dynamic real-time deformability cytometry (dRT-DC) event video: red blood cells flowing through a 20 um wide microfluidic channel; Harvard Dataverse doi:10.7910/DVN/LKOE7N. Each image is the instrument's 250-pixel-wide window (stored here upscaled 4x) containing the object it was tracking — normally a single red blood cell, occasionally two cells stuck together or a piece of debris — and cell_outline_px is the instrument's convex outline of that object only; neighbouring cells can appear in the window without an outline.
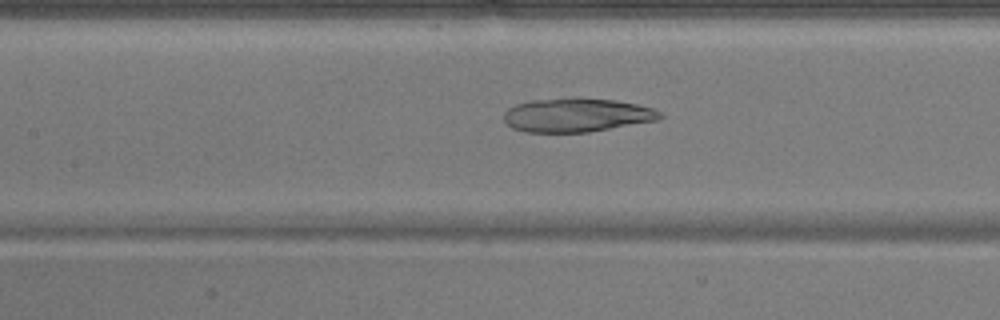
{"species": "common noctule bat (a hibernating species)", "species_latin": "Nyctalus noctula", "temperature_condition": "warm", "stored_images_in_passage": 32, "camera_frame_rate_fps": 3000, "um_per_image_px": 0.085, "animal": {"sex": "male", "body_mass_g": 17.9}, "frame": {"image": 1, "passage_image": 10, "time_ms": 3.0, "image_size_px": [1000, 320], "cell_outline_px": [[664, 116], [660, 120], [588, 132], [524, 132], [512, 128], [504, 120], [504, 112], [508, 108], [516, 104], [532, 100], [576, 96], [580, 96], [616, 100], [636, 104], [652, 108], [660, 112]], "centroid_in_image_um": [49.03, 9.76], "position_along_channel_um": 158.4, "area_um2": 31.27}}
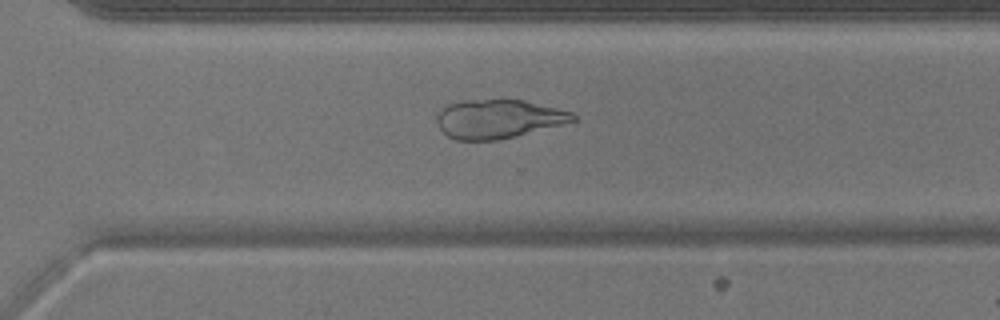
{"frame": {"image": 2, "passage_image": 23, "time_ms": 7.333, "image_size_px": [1000, 320], "cell_outline_px": [[576, 120], [496, 140], [456, 140], [448, 136], [440, 128], [436, 120], [436, 116], [448, 104], [460, 100], [524, 100], [572, 112], [576, 116]], "centroid_in_image_um": [42.31, 10.09], "position_along_channel_um": 328.3, "area_um2": 30.11}}